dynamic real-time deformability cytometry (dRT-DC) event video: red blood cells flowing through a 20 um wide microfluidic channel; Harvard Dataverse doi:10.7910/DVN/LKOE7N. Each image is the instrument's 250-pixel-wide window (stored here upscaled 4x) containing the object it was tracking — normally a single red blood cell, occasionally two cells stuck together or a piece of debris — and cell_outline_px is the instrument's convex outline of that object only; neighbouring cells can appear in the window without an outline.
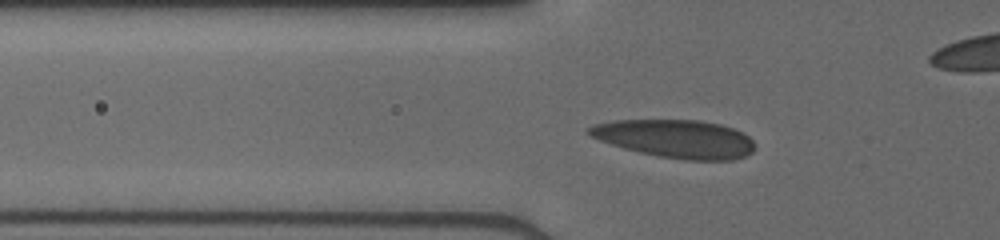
{"species": "human", "species_latin": "Homo sapiens", "temperature_condition": "cold", "stored_images_in_passage": 38, "camera_frame_rate_fps": 3000, "um_per_image_px": 0.085, "donor": {"sex": "male"}, "frame": {"image": 1, "passage_image": 6, "time_ms": 1.667, "image_size_px": [1000, 240], "cell_outline_px": [[752, 152], [744, 156], [732, 160], [684, 160], [660, 156], [640, 152], [624, 148], [600, 140], [584, 132], [592, 124], [612, 120], [700, 120], [720, 124], [732, 128], [748, 136], [752, 140]], "centroid_in_image_um": [57.38, 11.78], "position_along_channel_um": 68.4, "area_um2": 36.65}}
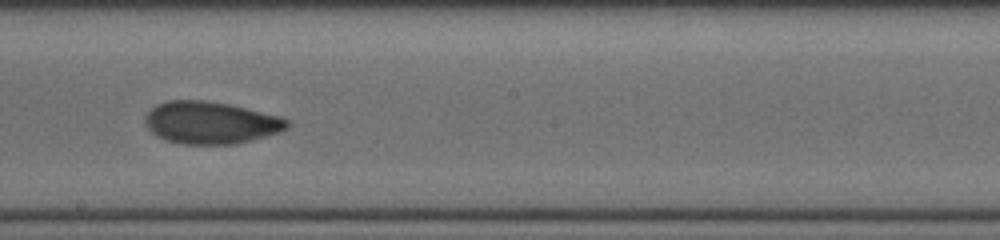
{"frame": {"image": 2, "passage_image": 18, "time_ms": 5.667, "image_size_px": [1000, 240], "cell_outline_px": [[288, 128], [280, 132], [236, 144], [184, 144], [164, 140], [156, 136], [144, 124], [144, 116], [156, 104], [168, 100], [204, 100], [228, 104], [280, 116], [288, 120]], "centroid_in_image_um": [17.87, 10.43], "position_along_channel_um": 230.3, "area_um2": 35.03}}
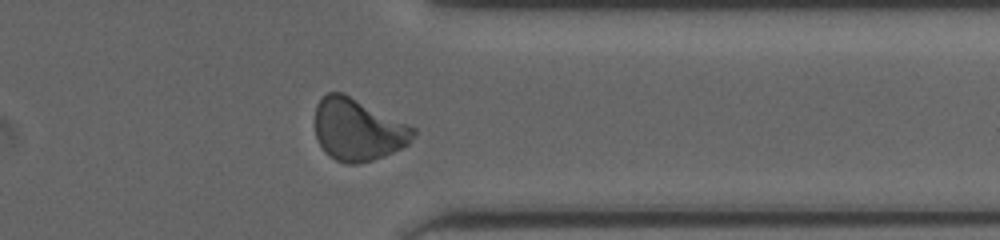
{"frame": {"image": 3, "passage_image": 29, "time_ms": 9.333, "image_size_px": [1000, 240], "cell_outline_px": [[416, 132], [412, 140], [408, 144], [384, 156], [360, 164], [348, 164], [336, 160], [328, 156], [324, 152], [316, 136], [316, 104], [328, 92], [344, 92], [416, 128]], "centroid_in_image_um": [30.42, 11.02], "position_along_channel_um": 381.0, "area_um2": 35.6}}